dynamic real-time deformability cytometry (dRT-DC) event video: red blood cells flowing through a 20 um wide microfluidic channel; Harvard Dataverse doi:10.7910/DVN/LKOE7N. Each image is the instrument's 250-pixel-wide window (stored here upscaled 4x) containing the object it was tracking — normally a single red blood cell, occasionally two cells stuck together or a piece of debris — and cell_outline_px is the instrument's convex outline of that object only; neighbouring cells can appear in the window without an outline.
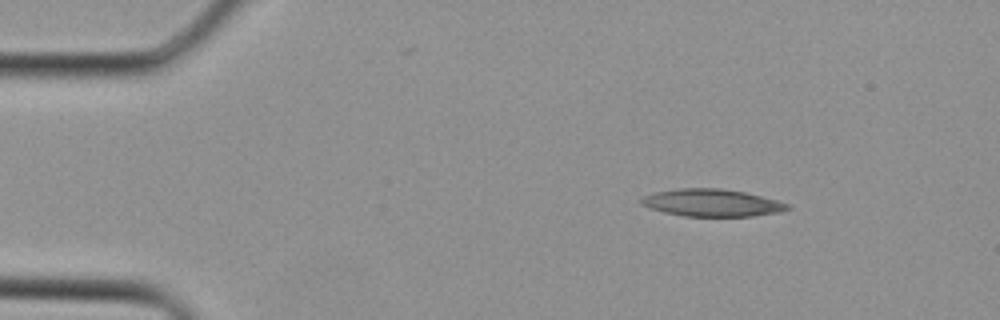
{"species": "Egyptian fruit bat (a non-hibernating species)", "species_latin": "Rousettus aegyptiacus", "temperature_condition": "cold", "stored_images_in_passage": 30, "camera_frame_rate_fps": 3000, "um_per_image_px": 0.085, "animal": {"sex": "female"}, "frame": {"image": 1, "passage_image": 1, "time_ms": 0.0, "image_size_px": [1000, 320], "cell_outline_px": [[792, 208], [780, 212], [752, 216], [684, 216], [664, 212], [648, 208], [640, 204], [640, 200], [644, 196], [652, 192], [680, 188], [720, 188], [744, 192], [776, 200], [788, 204]], "centroid_in_image_um": [60.47, 17.23], "position_along_channel_um": 24.5, "area_um2": 23.29}}
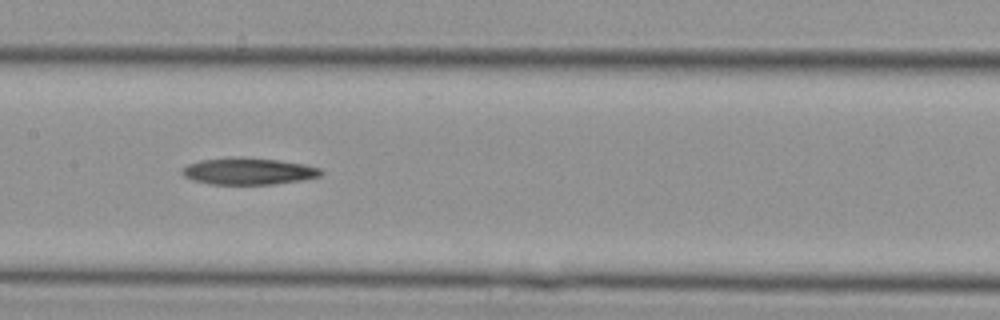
{"frame": {"image": 2, "passage_image": 13, "time_ms": 4.0, "image_size_px": [1000, 320], "cell_outline_px": [[324, 172], [320, 176], [304, 180], [272, 184], [212, 184], [192, 180], [184, 176], [180, 172], [188, 164], [200, 160], [228, 156], [240, 156], [280, 160], [304, 164], [320, 168]], "centroid_in_image_um": [21.12, 14.53], "position_along_channel_um": 186.3, "area_um2": 21.96}}
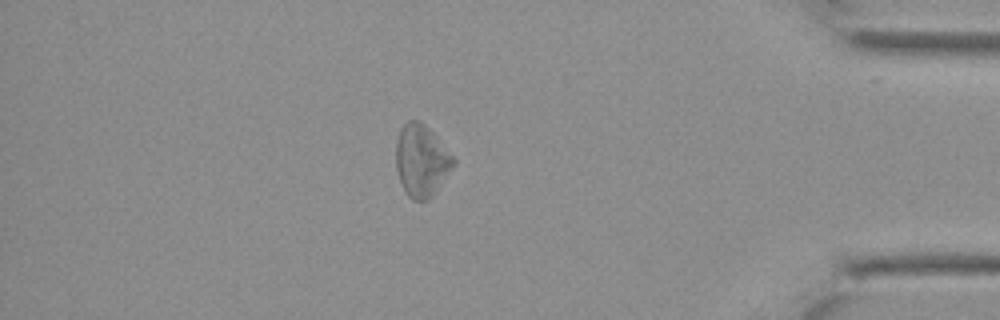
{"frame": {"image": 3, "passage_image": 26, "time_ms": 8.333, "image_size_px": [1000, 320], "cell_outline_px": [[456, 164], [436, 192], [428, 200], [412, 200], [408, 196], [400, 180], [396, 168], [396, 140], [400, 128], [408, 120], [420, 120], [436, 136], [456, 160]], "centroid_in_image_um": [35.83, 13.65], "position_along_channel_um": 399.4, "area_um2": 24.16}}